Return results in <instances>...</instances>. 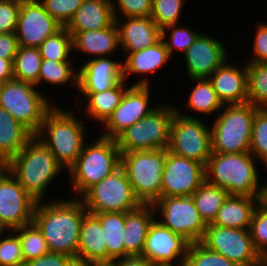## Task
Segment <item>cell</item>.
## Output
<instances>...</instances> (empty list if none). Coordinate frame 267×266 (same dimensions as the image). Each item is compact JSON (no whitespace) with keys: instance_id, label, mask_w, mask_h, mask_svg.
<instances>
[{"instance_id":"7c38bea8","label":"cell","mask_w":267,"mask_h":266,"mask_svg":"<svg viewBox=\"0 0 267 266\" xmlns=\"http://www.w3.org/2000/svg\"><path fill=\"white\" fill-rule=\"evenodd\" d=\"M200 243L238 266H259L264 261L253 246L249 229L207 224Z\"/></svg>"},{"instance_id":"f1b7e54d","label":"cell","mask_w":267,"mask_h":266,"mask_svg":"<svg viewBox=\"0 0 267 266\" xmlns=\"http://www.w3.org/2000/svg\"><path fill=\"white\" fill-rule=\"evenodd\" d=\"M33 136L29 129L0 107V160L5 165Z\"/></svg>"},{"instance_id":"74e56055","label":"cell","mask_w":267,"mask_h":266,"mask_svg":"<svg viewBox=\"0 0 267 266\" xmlns=\"http://www.w3.org/2000/svg\"><path fill=\"white\" fill-rule=\"evenodd\" d=\"M40 55L42 59L52 61H73L69 59L73 50L72 35L63 27L56 34L47 37L39 45Z\"/></svg>"},{"instance_id":"3957f363","label":"cell","mask_w":267,"mask_h":266,"mask_svg":"<svg viewBox=\"0 0 267 266\" xmlns=\"http://www.w3.org/2000/svg\"><path fill=\"white\" fill-rule=\"evenodd\" d=\"M250 152L211 153L205 166V181L225 189L229 195L264 197L265 184L259 186V171Z\"/></svg>"},{"instance_id":"44dd1931","label":"cell","mask_w":267,"mask_h":266,"mask_svg":"<svg viewBox=\"0 0 267 266\" xmlns=\"http://www.w3.org/2000/svg\"><path fill=\"white\" fill-rule=\"evenodd\" d=\"M226 60L208 80L222 105L244 104L248 100L247 64L237 67Z\"/></svg>"},{"instance_id":"681fc988","label":"cell","mask_w":267,"mask_h":266,"mask_svg":"<svg viewBox=\"0 0 267 266\" xmlns=\"http://www.w3.org/2000/svg\"><path fill=\"white\" fill-rule=\"evenodd\" d=\"M25 266H78L74 258L61 254L49 252L37 259L25 263Z\"/></svg>"},{"instance_id":"c3c4849f","label":"cell","mask_w":267,"mask_h":266,"mask_svg":"<svg viewBox=\"0 0 267 266\" xmlns=\"http://www.w3.org/2000/svg\"><path fill=\"white\" fill-rule=\"evenodd\" d=\"M255 33L253 55L247 63L267 62V22L259 23Z\"/></svg>"},{"instance_id":"ba28073f","label":"cell","mask_w":267,"mask_h":266,"mask_svg":"<svg viewBox=\"0 0 267 266\" xmlns=\"http://www.w3.org/2000/svg\"><path fill=\"white\" fill-rule=\"evenodd\" d=\"M35 87L16 79L0 83V107L34 135L39 131L46 113L54 106Z\"/></svg>"},{"instance_id":"d6a6232c","label":"cell","mask_w":267,"mask_h":266,"mask_svg":"<svg viewBox=\"0 0 267 266\" xmlns=\"http://www.w3.org/2000/svg\"><path fill=\"white\" fill-rule=\"evenodd\" d=\"M195 86L187 98V108L190 111L210 115L218 113L223 105L217 98L212 83L208 79H192Z\"/></svg>"},{"instance_id":"4fadbf2b","label":"cell","mask_w":267,"mask_h":266,"mask_svg":"<svg viewBox=\"0 0 267 266\" xmlns=\"http://www.w3.org/2000/svg\"><path fill=\"white\" fill-rule=\"evenodd\" d=\"M155 212L162 216L159 222L190 243L200 242L206 224L201 219L192 196L161 197L154 204ZM159 210V211H158Z\"/></svg>"},{"instance_id":"cb8c5ba5","label":"cell","mask_w":267,"mask_h":266,"mask_svg":"<svg viewBox=\"0 0 267 266\" xmlns=\"http://www.w3.org/2000/svg\"><path fill=\"white\" fill-rule=\"evenodd\" d=\"M112 0H83L65 27L69 32L101 30L115 22Z\"/></svg>"},{"instance_id":"d6986e66","label":"cell","mask_w":267,"mask_h":266,"mask_svg":"<svg viewBox=\"0 0 267 266\" xmlns=\"http://www.w3.org/2000/svg\"><path fill=\"white\" fill-rule=\"evenodd\" d=\"M207 34L201 32L184 52L186 73L190 80L208 79L218 67L229 60L223 42Z\"/></svg>"},{"instance_id":"91938a15","label":"cell","mask_w":267,"mask_h":266,"mask_svg":"<svg viewBox=\"0 0 267 266\" xmlns=\"http://www.w3.org/2000/svg\"><path fill=\"white\" fill-rule=\"evenodd\" d=\"M259 266H267V260H264Z\"/></svg>"},{"instance_id":"11a10c76","label":"cell","mask_w":267,"mask_h":266,"mask_svg":"<svg viewBox=\"0 0 267 266\" xmlns=\"http://www.w3.org/2000/svg\"><path fill=\"white\" fill-rule=\"evenodd\" d=\"M263 202L267 204V182L265 183V195H264Z\"/></svg>"},{"instance_id":"ffe728a7","label":"cell","mask_w":267,"mask_h":266,"mask_svg":"<svg viewBox=\"0 0 267 266\" xmlns=\"http://www.w3.org/2000/svg\"><path fill=\"white\" fill-rule=\"evenodd\" d=\"M78 69V92H103L123 81L122 61L92 58Z\"/></svg>"},{"instance_id":"277c9868","label":"cell","mask_w":267,"mask_h":266,"mask_svg":"<svg viewBox=\"0 0 267 266\" xmlns=\"http://www.w3.org/2000/svg\"><path fill=\"white\" fill-rule=\"evenodd\" d=\"M73 112L54 105L35 134L67 171L76 163L86 142V126Z\"/></svg>"},{"instance_id":"f5cc1de1","label":"cell","mask_w":267,"mask_h":266,"mask_svg":"<svg viewBox=\"0 0 267 266\" xmlns=\"http://www.w3.org/2000/svg\"><path fill=\"white\" fill-rule=\"evenodd\" d=\"M13 61L14 59H3L0 57V83L14 79Z\"/></svg>"},{"instance_id":"2e32d148","label":"cell","mask_w":267,"mask_h":266,"mask_svg":"<svg viewBox=\"0 0 267 266\" xmlns=\"http://www.w3.org/2000/svg\"><path fill=\"white\" fill-rule=\"evenodd\" d=\"M205 182V166L168 151L162 173L161 197L191 196Z\"/></svg>"},{"instance_id":"9f6ffc18","label":"cell","mask_w":267,"mask_h":266,"mask_svg":"<svg viewBox=\"0 0 267 266\" xmlns=\"http://www.w3.org/2000/svg\"><path fill=\"white\" fill-rule=\"evenodd\" d=\"M179 266H185V264H178ZM154 266H175V264H157Z\"/></svg>"},{"instance_id":"60d3db41","label":"cell","mask_w":267,"mask_h":266,"mask_svg":"<svg viewBox=\"0 0 267 266\" xmlns=\"http://www.w3.org/2000/svg\"><path fill=\"white\" fill-rule=\"evenodd\" d=\"M167 31L171 34L169 41L166 40L167 35H169ZM199 34V31H194L188 27H178V24H174L162 29L161 39L172 57L175 51H182L184 53L194 43Z\"/></svg>"},{"instance_id":"52a82bcc","label":"cell","mask_w":267,"mask_h":266,"mask_svg":"<svg viewBox=\"0 0 267 266\" xmlns=\"http://www.w3.org/2000/svg\"><path fill=\"white\" fill-rule=\"evenodd\" d=\"M167 149L121 153L120 167L125 171L137 199L153 205L161 198L162 173Z\"/></svg>"},{"instance_id":"f6af8a7d","label":"cell","mask_w":267,"mask_h":266,"mask_svg":"<svg viewBox=\"0 0 267 266\" xmlns=\"http://www.w3.org/2000/svg\"><path fill=\"white\" fill-rule=\"evenodd\" d=\"M60 25L66 27L83 0H39Z\"/></svg>"},{"instance_id":"9a60e30c","label":"cell","mask_w":267,"mask_h":266,"mask_svg":"<svg viewBox=\"0 0 267 266\" xmlns=\"http://www.w3.org/2000/svg\"><path fill=\"white\" fill-rule=\"evenodd\" d=\"M37 202L6 169L0 173V222L10 231L33 222Z\"/></svg>"},{"instance_id":"83f0119b","label":"cell","mask_w":267,"mask_h":266,"mask_svg":"<svg viewBox=\"0 0 267 266\" xmlns=\"http://www.w3.org/2000/svg\"><path fill=\"white\" fill-rule=\"evenodd\" d=\"M169 58L171 56L160 39L150 47L127 55L126 59L122 61L123 79L126 82L130 74H154L170 60Z\"/></svg>"},{"instance_id":"f35d334b","label":"cell","mask_w":267,"mask_h":266,"mask_svg":"<svg viewBox=\"0 0 267 266\" xmlns=\"http://www.w3.org/2000/svg\"><path fill=\"white\" fill-rule=\"evenodd\" d=\"M250 153L267 169V108H259L254 116Z\"/></svg>"},{"instance_id":"7402d4cb","label":"cell","mask_w":267,"mask_h":266,"mask_svg":"<svg viewBox=\"0 0 267 266\" xmlns=\"http://www.w3.org/2000/svg\"><path fill=\"white\" fill-rule=\"evenodd\" d=\"M78 266L107 265V244L99 219L92 213L84 215L77 249Z\"/></svg>"},{"instance_id":"f546056e","label":"cell","mask_w":267,"mask_h":266,"mask_svg":"<svg viewBox=\"0 0 267 266\" xmlns=\"http://www.w3.org/2000/svg\"><path fill=\"white\" fill-rule=\"evenodd\" d=\"M128 87V84L123 80L103 92H81L87 103L85 107L87 117L103 125L120 104Z\"/></svg>"},{"instance_id":"5b68a950","label":"cell","mask_w":267,"mask_h":266,"mask_svg":"<svg viewBox=\"0 0 267 266\" xmlns=\"http://www.w3.org/2000/svg\"><path fill=\"white\" fill-rule=\"evenodd\" d=\"M92 142H85L76 163L67 171L73 194L79 198L120 167L121 153L116 139L100 135Z\"/></svg>"},{"instance_id":"7dc6e473","label":"cell","mask_w":267,"mask_h":266,"mask_svg":"<svg viewBox=\"0 0 267 266\" xmlns=\"http://www.w3.org/2000/svg\"><path fill=\"white\" fill-rule=\"evenodd\" d=\"M21 2L0 0V34L15 33Z\"/></svg>"},{"instance_id":"ac0fdd59","label":"cell","mask_w":267,"mask_h":266,"mask_svg":"<svg viewBox=\"0 0 267 266\" xmlns=\"http://www.w3.org/2000/svg\"><path fill=\"white\" fill-rule=\"evenodd\" d=\"M189 245L190 242L183 236L155 219L149 228L141 256L153 265L174 264L175 260L185 264Z\"/></svg>"},{"instance_id":"4316f807","label":"cell","mask_w":267,"mask_h":266,"mask_svg":"<svg viewBox=\"0 0 267 266\" xmlns=\"http://www.w3.org/2000/svg\"><path fill=\"white\" fill-rule=\"evenodd\" d=\"M154 212L153 205H141L138 209L125 213V257L141 256L149 228L156 219Z\"/></svg>"},{"instance_id":"816d5d0a","label":"cell","mask_w":267,"mask_h":266,"mask_svg":"<svg viewBox=\"0 0 267 266\" xmlns=\"http://www.w3.org/2000/svg\"><path fill=\"white\" fill-rule=\"evenodd\" d=\"M109 266H154L142 256H126L113 261Z\"/></svg>"},{"instance_id":"6da1fadb","label":"cell","mask_w":267,"mask_h":266,"mask_svg":"<svg viewBox=\"0 0 267 266\" xmlns=\"http://www.w3.org/2000/svg\"><path fill=\"white\" fill-rule=\"evenodd\" d=\"M75 197L38 202L33 222L43 233L49 252L68 255L77 262L80 226L87 210Z\"/></svg>"},{"instance_id":"4dcf8cb0","label":"cell","mask_w":267,"mask_h":266,"mask_svg":"<svg viewBox=\"0 0 267 266\" xmlns=\"http://www.w3.org/2000/svg\"><path fill=\"white\" fill-rule=\"evenodd\" d=\"M99 219L107 244V265L125 257L123 237L125 232V213H94Z\"/></svg>"},{"instance_id":"db71d44e","label":"cell","mask_w":267,"mask_h":266,"mask_svg":"<svg viewBox=\"0 0 267 266\" xmlns=\"http://www.w3.org/2000/svg\"><path fill=\"white\" fill-rule=\"evenodd\" d=\"M7 229L5 226L0 222V236L5 235L7 233Z\"/></svg>"},{"instance_id":"d590c367","label":"cell","mask_w":267,"mask_h":266,"mask_svg":"<svg viewBox=\"0 0 267 266\" xmlns=\"http://www.w3.org/2000/svg\"><path fill=\"white\" fill-rule=\"evenodd\" d=\"M12 231L20 240L24 263L49 253L43 233L34 222Z\"/></svg>"},{"instance_id":"484cf974","label":"cell","mask_w":267,"mask_h":266,"mask_svg":"<svg viewBox=\"0 0 267 266\" xmlns=\"http://www.w3.org/2000/svg\"><path fill=\"white\" fill-rule=\"evenodd\" d=\"M264 197L228 195L212 225L249 229L252 215Z\"/></svg>"},{"instance_id":"8d00e7d4","label":"cell","mask_w":267,"mask_h":266,"mask_svg":"<svg viewBox=\"0 0 267 266\" xmlns=\"http://www.w3.org/2000/svg\"><path fill=\"white\" fill-rule=\"evenodd\" d=\"M248 103L267 108V62L247 63Z\"/></svg>"},{"instance_id":"680465c9","label":"cell","mask_w":267,"mask_h":266,"mask_svg":"<svg viewBox=\"0 0 267 266\" xmlns=\"http://www.w3.org/2000/svg\"><path fill=\"white\" fill-rule=\"evenodd\" d=\"M15 1H19V2H33V1H37V0H15Z\"/></svg>"},{"instance_id":"9c48e42d","label":"cell","mask_w":267,"mask_h":266,"mask_svg":"<svg viewBox=\"0 0 267 266\" xmlns=\"http://www.w3.org/2000/svg\"><path fill=\"white\" fill-rule=\"evenodd\" d=\"M175 106L157 105L148 115L123 131L117 138L120 153L167 149Z\"/></svg>"},{"instance_id":"6f0895ef","label":"cell","mask_w":267,"mask_h":266,"mask_svg":"<svg viewBox=\"0 0 267 266\" xmlns=\"http://www.w3.org/2000/svg\"><path fill=\"white\" fill-rule=\"evenodd\" d=\"M5 168V164L0 160V173Z\"/></svg>"},{"instance_id":"7bdbcfd3","label":"cell","mask_w":267,"mask_h":266,"mask_svg":"<svg viewBox=\"0 0 267 266\" xmlns=\"http://www.w3.org/2000/svg\"><path fill=\"white\" fill-rule=\"evenodd\" d=\"M249 232L255 250L267 260V204L263 201L253 212Z\"/></svg>"},{"instance_id":"ee69618b","label":"cell","mask_w":267,"mask_h":266,"mask_svg":"<svg viewBox=\"0 0 267 266\" xmlns=\"http://www.w3.org/2000/svg\"><path fill=\"white\" fill-rule=\"evenodd\" d=\"M8 233L0 236V266H25L18 236L12 230Z\"/></svg>"},{"instance_id":"e0dca14e","label":"cell","mask_w":267,"mask_h":266,"mask_svg":"<svg viewBox=\"0 0 267 266\" xmlns=\"http://www.w3.org/2000/svg\"><path fill=\"white\" fill-rule=\"evenodd\" d=\"M63 28L39 1L21 2L15 35L18 45L36 47Z\"/></svg>"},{"instance_id":"bcb514c9","label":"cell","mask_w":267,"mask_h":266,"mask_svg":"<svg viewBox=\"0 0 267 266\" xmlns=\"http://www.w3.org/2000/svg\"><path fill=\"white\" fill-rule=\"evenodd\" d=\"M111 5L115 19H119L120 15L121 18L150 17L152 13V0H116L111 1Z\"/></svg>"},{"instance_id":"ab89813d","label":"cell","mask_w":267,"mask_h":266,"mask_svg":"<svg viewBox=\"0 0 267 266\" xmlns=\"http://www.w3.org/2000/svg\"><path fill=\"white\" fill-rule=\"evenodd\" d=\"M185 0H152L151 18L162 30L169 25L178 24Z\"/></svg>"},{"instance_id":"d4e9b609","label":"cell","mask_w":267,"mask_h":266,"mask_svg":"<svg viewBox=\"0 0 267 266\" xmlns=\"http://www.w3.org/2000/svg\"><path fill=\"white\" fill-rule=\"evenodd\" d=\"M72 35L73 49L93 58L106 57L117 50L119 31L114 22L110 27L101 30L69 32Z\"/></svg>"},{"instance_id":"8fae6325","label":"cell","mask_w":267,"mask_h":266,"mask_svg":"<svg viewBox=\"0 0 267 266\" xmlns=\"http://www.w3.org/2000/svg\"><path fill=\"white\" fill-rule=\"evenodd\" d=\"M176 108L171 121L168 151L206 166L211 156V130L200 118Z\"/></svg>"},{"instance_id":"8992f818","label":"cell","mask_w":267,"mask_h":266,"mask_svg":"<svg viewBox=\"0 0 267 266\" xmlns=\"http://www.w3.org/2000/svg\"><path fill=\"white\" fill-rule=\"evenodd\" d=\"M222 108L210 126L211 153L250 152L252 123L259 108L248 102Z\"/></svg>"},{"instance_id":"603a6c76","label":"cell","mask_w":267,"mask_h":266,"mask_svg":"<svg viewBox=\"0 0 267 266\" xmlns=\"http://www.w3.org/2000/svg\"><path fill=\"white\" fill-rule=\"evenodd\" d=\"M124 18L123 22L121 18L115 19V23L119 31L120 49L124 50L125 54L143 50L161 39L162 30L151 17Z\"/></svg>"},{"instance_id":"b9f144b4","label":"cell","mask_w":267,"mask_h":266,"mask_svg":"<svg viewBox=\"0 0 267 266\" xmlns=\"http://www.w3.org/2000/svg\"><path fill=\"white\" fill-rule=\"evenodd\" d=\"M184 263L185 266H238L200 242L190 243Z\"/></svg>"},{"instance_id":"836d02e7","label":"cell","mask_w":267,"mask_h":266,"mask_svg":"<svg viewBox=\"0 0 267 266\" xmlns=\"http://www.w3.org/2000/svg\"><path fill=\"white\" fill-rule=\"evenodd\" d=\"M42 56L39 48L19 46L13 61L14 79L38 86Z\"/></svg>"},{"instance_id":"7a4b0ae2","label":"cell","mask_w":267,"mask_h":266,"mask_svg":"<svg viewBox=\"0 0 267 266\" xmlns=\"http://www.w3.org/2000/svg\"><path fill=\"white\" fill-rule=\"evenodd\" d=\"M6 169L37 203L64 168L49 148L34 135L6 165Z\"/></svg>"},{"instance_id":"30bf717a","label":"cell","mask_w":267,"mask_h":266,"mask_svg":"<svg viewBox=\"0 0 267 266\" xmlns=\"http://www.w3.org/2000/svg\"><path fill=\"white\" fill-rule=\"evenodd\" d=\"M80 199L87 212L92 214L127 213L142 205L135 196L132 185L121 167L89 188Z\"/></svg>"},{"instance_id":"1f68e13d","label":"cell","mask_w":267,"mask_h":266,"mask_svg":"<svg viewBox=\"0 0 267 266\" xmlns=\"http://www.w3.org/2000/svg\"><path fill=\"white\" fill-rule=\"evenodd\" d=\"M228 195L225 189L206 181L191 195L196 209L206 225L213 223Z\"/></svg>"},{"instance_id":"5bb4252c","label":"cell","mask_w":267,"mask_h":266,"mask_svg":"<svg viewBox=\"0 0 267 266\" xmlns=\"http://www.w3.org/2000/svg\"><path fill=\"white\" fill-rule=\"evenodd\" d=\"M150 84L147 77L132 83L124 93L120 104L102 125V136L116 139L123 131L148 115L155 107H150Z\"/></svg>"},{"instance_id":"e575fe53","label":"cell","mask_w":267,"mask_h":266,"mask_svg":"<svg viewBox=\"0 0 267 266\" xmlns=\"http://www.w3.org/2000/svg\"><path fill=\"white\" fill-rule=\"evenodd\" d=\"M73 61H52L42 59V64L39 70V84L48 83L50 85H66L67 82L72 81L78 87V70L73 68Z\"/></svg>"},{"instance_id":"f907efd6","label":"cell","mask_w":267,"mask_h":266,"mask_svg":"<svg viewBox=\"0 0 267 266\" xmlns=\"http://www.w3.org/2000/svg\"><path fill=\"white\" fill-rule=\"evenodd\" d=\"M18 40L15 33L0 34V57L3 59H14L18 50Z\"/></svg>"}]
</instances>
